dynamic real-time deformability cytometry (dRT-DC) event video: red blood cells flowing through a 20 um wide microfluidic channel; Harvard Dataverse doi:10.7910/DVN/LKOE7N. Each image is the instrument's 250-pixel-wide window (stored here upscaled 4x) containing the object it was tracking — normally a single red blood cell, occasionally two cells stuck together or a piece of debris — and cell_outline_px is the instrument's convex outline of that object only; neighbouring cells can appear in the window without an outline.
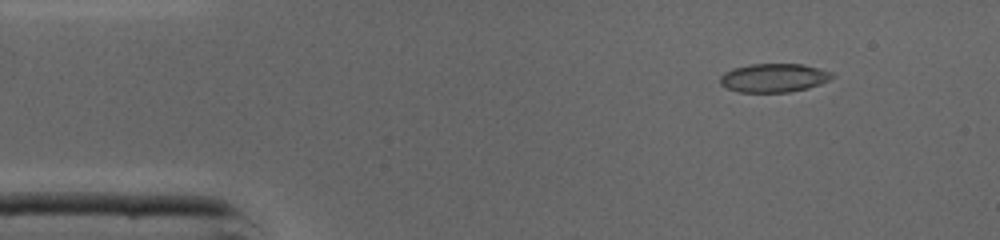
{"species": "common noctule bat (a hibernating species)", "species_latin": "Nyctalus noctula", "temperature_condition": "cold", "stored_images_in_passage": 41, "camera_frame_rate_fps": 3000, "um_per_image_px": 0.085, "animal": {"sex": "male", "body_mass_g": 19.0, "forearm_length_mm": 50.8}, "frame": {"image": 1, "passage_image": 1, "time_ms": 0.0, "image_size_px": [1000, 240], "cell_outline_px": [[836, 76], [820, 84], [808, 88], [788, 92], [740, 92], [728, 88], [720, 84], [720, 76], [724, 72], [732, 68], [748, 64], [804, 64], [820, 68], [832, 72]], "centroid_in_image_um": [65.79, 6.6], "position_along_channel_um": 19.2, "area_um2": 18.84}}
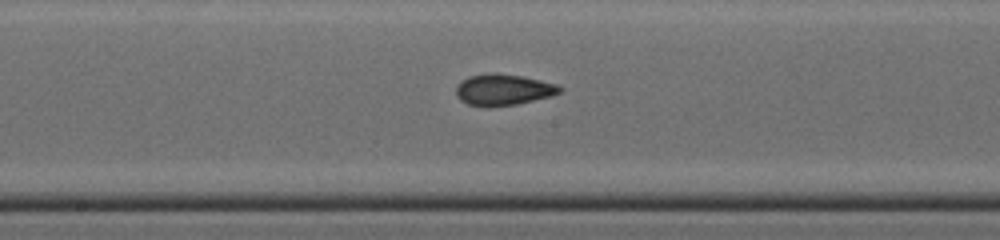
{"frame": {"image": 2, "passage_image": 19, "time_ms": 6.0, "image_size_px": [1000, 240], "cell_outline_px": [[564, 88], [560, 92], [552, 96], [516, 104], [488, 108], [468, 104], [460, 100], [456, 96], [456, 84], [460, 80], [468, 76], [520, 76], [540, 80], [556, 84]], "centroid_in_image_um": [42.77, 7.68], "position_along_channel_um": 205.4, "area_um2": 18.38}}
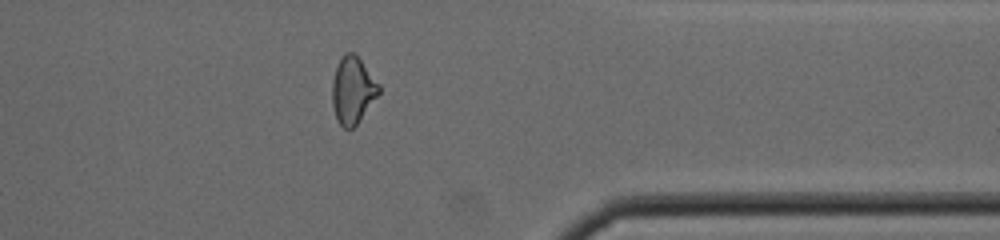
{"frame": {"image": 3, "passage_image": 32, "time_ms": 10.333, "image_size_px": [1000, 240], "cell_outline_px": [[380, 92], [356, 124], [352, 128], [344, 128], [336, 120], [332, 104], [332, 80], [336, 68], [340, 60], [348, 52], [356, 52], [380, 84]], "centroid_in_image_um": [29.98, 7.64], "position_along_channel_um": 381.4, "area_um2": 18.15}, "authors_computed_cell_mechanics": {"area_um2": 18.5538, "velocity_mm_per_s": 4.3726, "shape_relaxation_time_tau1_ms": null, "shape_relaxation_time_tau2_ms": 1.3762, "deformation_change_tau1": null, "deformation_change_tau2": 0.0702}}